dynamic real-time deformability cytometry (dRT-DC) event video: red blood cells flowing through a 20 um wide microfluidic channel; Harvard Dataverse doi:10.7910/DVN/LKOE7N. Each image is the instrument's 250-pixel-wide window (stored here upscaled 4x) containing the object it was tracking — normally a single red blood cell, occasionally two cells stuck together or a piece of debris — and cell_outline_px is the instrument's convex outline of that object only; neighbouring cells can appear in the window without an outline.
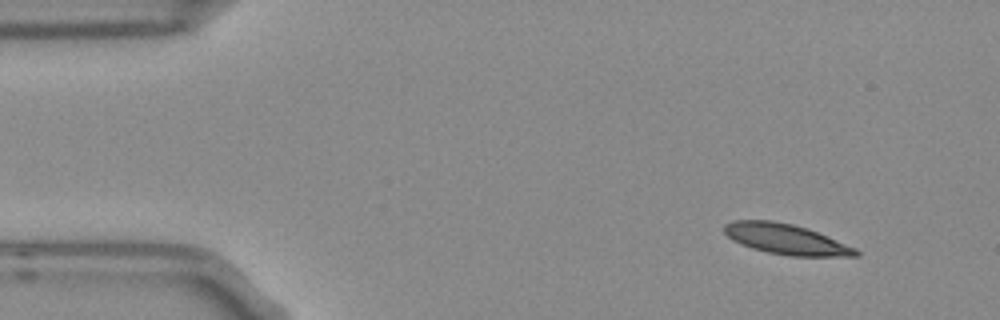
{"species": "Egyptian fruit bat (a non-hibernating species)", "species_latin": "Rousettus aegyptiacus", "temperature_condition": "room temperature", "stored_images_in_passage": 49, "camera_frame_rate_fps": 3000, "um_per_image_px": 0.085, "frame": {"image": 1, "passage_image": 1, "time_ms": 0.0, "image_size_px": [1000, 320], "cell_outline_px": [[860, 256], [792, 256], [768, 252], [752, 248], [732, 240], [724, 232], [724, 224], [732, 220], [772, 220], [792, 224], [816, 232], [856, 248], [860, 252]], "centroid_in_image_um": [66.78, 20.33], "position_along_channel_um": 18.2, "area_um2": 23.0}}
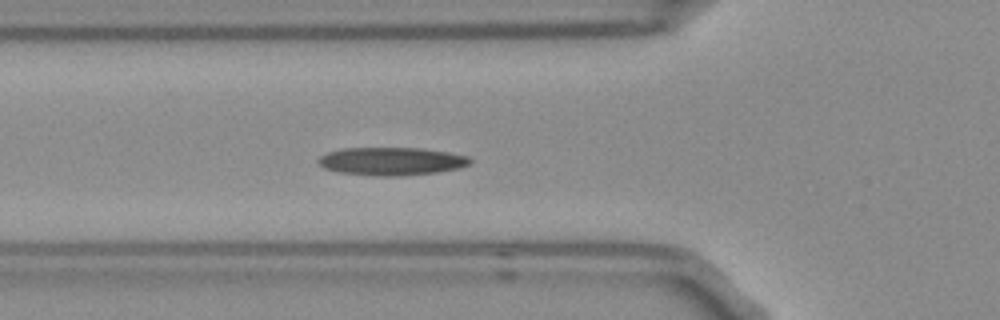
{"frame": {"image": 2, "passage_image": 14, "time_ms": 4.333, "image_size_px": [1000, 320], "cell_outline_px": [[472, 160], [468, 164], [460, 168], [436, 172], [400, 176], [372, 176], [340, 172], [324, 168], [316, 160], [320, 156], [328, 152], [344, 148], [420, 148], [468, 156]], "centroid_in_image_um": [33.24, 13.71], "position_along_channel_um": 92.6, "area_um2": 24.62}}
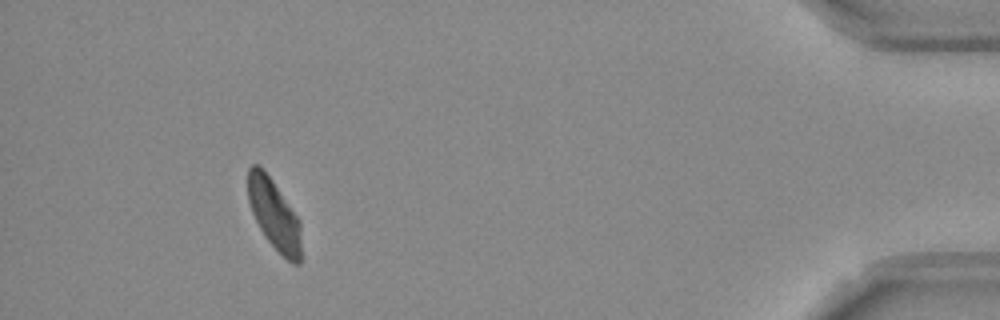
{"frame": {"image": 3, "passage_image": 45, "time_ms": 14.667, "image_size_px": [1000, 320], "cell_outline_px": [[300, 264], [292, 264], [264, 236], [252, 212], [248, 200], [248, 168], [252, 164], [256, 164], [272, 180], [300, 220]], "centroid_in_image_um": [23.3, 18.24], "position_along_channel_um": 411.9, "area_um2": 21.33}, "authors_computed_cell_mechanics": {"area_um2": 23.4668, "velocity_mm_per_s": 3.7332, "shape_relaxation_time_tau1_ms": 6.9194, "shape_relaxation_time_tau2_ms": 5.4561, "deformation_change_tau1": 0.1627, "deformation_change_tau2": 0.1098}}